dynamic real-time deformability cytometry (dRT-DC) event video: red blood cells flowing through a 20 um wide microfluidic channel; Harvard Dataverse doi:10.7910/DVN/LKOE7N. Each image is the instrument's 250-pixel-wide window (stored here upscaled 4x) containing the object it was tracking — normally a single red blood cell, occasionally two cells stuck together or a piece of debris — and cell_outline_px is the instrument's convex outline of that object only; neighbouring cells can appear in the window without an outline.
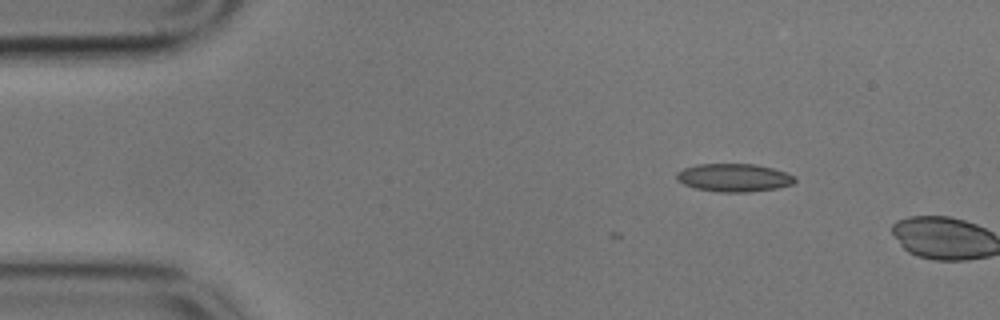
{"species": "common noctule bat (a hibernating species)", "species_latin": "Nyctalus noctula", "temperature_condition": "cold", "stored_images_in_passage": 2, "camera_frame_rate_fps": 3000, "um_per_image_px": 0.085, "animal": {"sex": "male", "body_mass_g": 17.9}, "frame": {"image": 1, "passage_image": 2, "time_ms": 0.333, "image_size_px": [1000, 320], "cell_outline_px": [[796, 180], [792, 184], [776, 188], [748, 192], [720, 192], [696, 188], [684, 184], [676, 180], [676, 172], [684, 168], [696, 164], [756, 164], [772, 168], [796, 176]], "centroid_in_image_um": [62.37, 15.09], "position_along_channel_um": 22.6, "area_um2": 19.31}}